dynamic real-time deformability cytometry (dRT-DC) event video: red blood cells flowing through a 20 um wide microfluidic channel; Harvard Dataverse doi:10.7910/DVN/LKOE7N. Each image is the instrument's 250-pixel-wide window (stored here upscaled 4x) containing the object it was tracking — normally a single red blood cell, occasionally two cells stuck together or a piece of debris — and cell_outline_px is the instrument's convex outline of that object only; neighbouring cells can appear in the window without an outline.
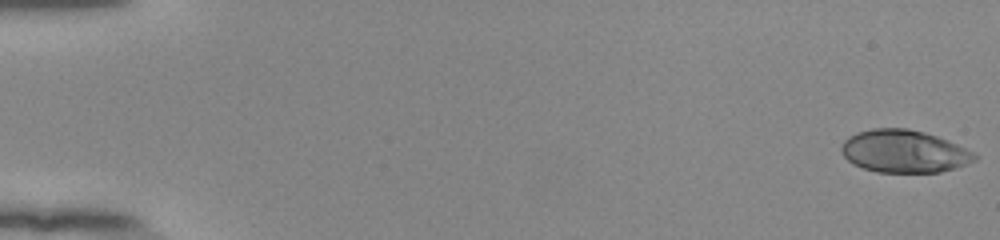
{"species": "human", "species_latin": "Homo sapiens", "temperature_condition": "room temperature", "stored_images_in_passage": 54, "camera_frame_rate_fps": 3000, "um_per_image_px": 0.085, "donor": {"sex": "female"}, "frame": {"image": 1, "passage_image": 1, "time_ms": 0.0, "image_size_px": [1000, 240], "cell_outline_px": [[976, 160], [956, 168], [940, 172], [876, 172], [852, 164], [840, 152], [840, 148], [844, 140], [848, 136], [856, 132], [872, 128], [908, 128], [924, 132], [948, 140], [976, 152]], "centroid_in_image_um": [76.83, 12.86], "position_along_channel_um": 8.2, "area_um2": 33.35}}
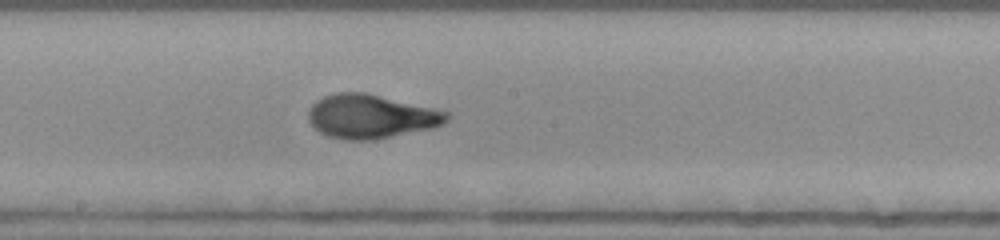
{"frame": {"image": 2, "passage_image": 31, "time_ms": 10.0, "image_size_px": [1000, 240], "cell_outline_px": [[452, 116], [444, 124], [432, 128], [376, 140], [344, 140], [328, 136], [320, 132], [308, 120], [308, 112], [312, 104], [316, 100], [324, 96], [336, 92], [364, 92], [452, 112]], "centroid_in_image_um": [31.57, 9.9], "position_along_channel_um": 216.6, "area_um2": 35.72}}
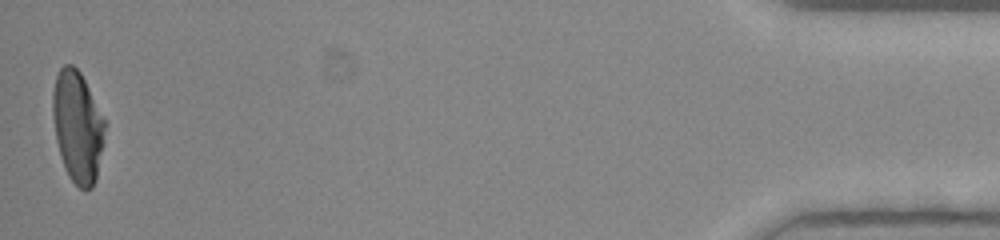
{"frame": {"image": 3, "passage_image": 54, "time_ms": 17.667, "image_size_px": [1000, 240], "cell_outline_px": [[104, 128], [96, 180], [92, 188], [80, 188], [68, 176], [64, 168], [60, 156], [56, 140], [52, 112], [52, 92], [56, 76], [60, 68], [64, 64], [72, 64], [80, 72], [104, 120]], "centroid_in_image_um": [6.54, 10.75], "position_along_channel_um": 428.7, "area_um2": 33.18}, "authors_computed_cell_mechanics": {"area_um2": 33.813, "velocity_mm_per_s": 3.875, "shape_relaxation_time_tau1_ms": 4.0026, "shape_relaxation_time_tau2_ms": null, "deformation_change_tau1": 0.2136, "deformation_change_tau2": null}}